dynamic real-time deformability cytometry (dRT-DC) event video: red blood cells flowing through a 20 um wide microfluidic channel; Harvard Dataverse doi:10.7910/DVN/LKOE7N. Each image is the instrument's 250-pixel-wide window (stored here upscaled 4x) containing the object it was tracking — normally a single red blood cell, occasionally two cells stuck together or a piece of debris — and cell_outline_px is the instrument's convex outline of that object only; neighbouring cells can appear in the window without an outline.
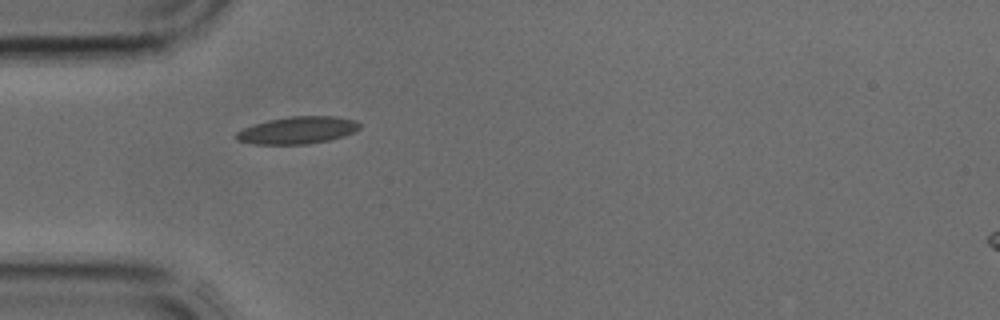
{"species": "common noctule bat (a hibernating species)", "species_latin": "Nyctalus noctula", "temperature_condition": "cold", "stored_images_in_passage": 1, "camera_frame_rate_fps": 3000, "um_per_image_px": 0.085, "animal": {"sex": "male", "body_mass_g": 17.9, "forearm_length_mm": 54.2}, "frame": {"image": 1, "passage_image": 1, "time_ms": 0.0, "image_size_px": [1000, 320], "cell_outline_px": [[360, 128], [344, 136], [328, 140], [308, 144], [252, 144], [236, 140], [236, 132], [244, 128], [268, 120], [288, 116], [336, 116], [356, 120], [360, 124]], "centroid_in_image_um": [25.3, 11.06], "position_along_channel_um": 59.7, "area_um2": 19.54}}